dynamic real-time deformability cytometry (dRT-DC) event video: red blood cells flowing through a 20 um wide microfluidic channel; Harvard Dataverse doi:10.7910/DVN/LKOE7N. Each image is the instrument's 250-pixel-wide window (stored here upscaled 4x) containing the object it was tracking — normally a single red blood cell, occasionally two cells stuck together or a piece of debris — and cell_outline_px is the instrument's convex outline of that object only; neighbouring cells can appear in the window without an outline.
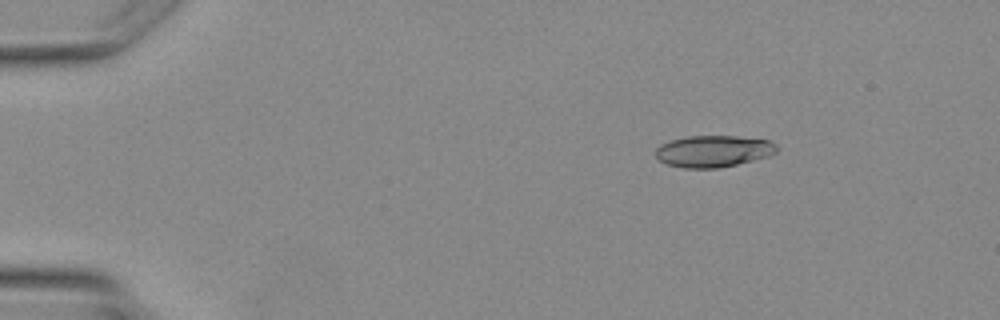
{"species": "Egyptian fruit bat (a non-hibernating species)", "species_latin": "Rousettus aegyptiacus", "temperature_condition": "warm", "stored_images_in_passage": 3, "camera_frame_rate_fps": 3000, "um_per_image_px": 0.085, "animal": {"sex": "female"}, "frame": {"image": 1, "passage_image": 1, "time_ms": 0.0, "image_size_px": [1000, 320], "cell_outline_px": [[776, 152], [768, 156], [720, 168], [684, 168], [668, 164], [660, 160], [656, 156], [656, 148], [660, 144], [672, 140], [688, 136], [736, 136], [768, 140], [776, 144]], "centroid_in_image_um": [60.62, 12.85], "position_along_channel_um": 24.4, "area_um2": 22.14}}
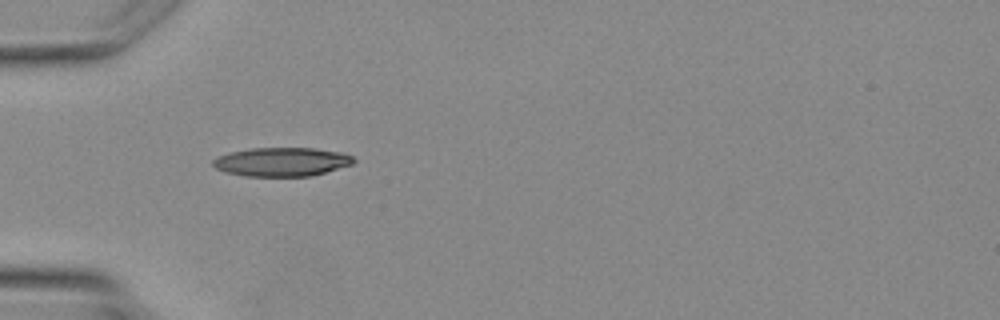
{"frame": {"image": 2, "passage_image": 3, "time_ms": 2.333, "image_size_px": [1000, 320], "cell_outline_px": [[356, 160], [352, 164], [312, 176], [244, 176], [224, 172], [216, 168], [212, 164], [212, 160], [216, 156], [228, 152], [252, 148], [316, 148], [344, 152], [352, 156]], "centroid_in_image_um": [23.93, 13.75], "position_along_channel_um": 61.1, "area_um2": 23.87}}